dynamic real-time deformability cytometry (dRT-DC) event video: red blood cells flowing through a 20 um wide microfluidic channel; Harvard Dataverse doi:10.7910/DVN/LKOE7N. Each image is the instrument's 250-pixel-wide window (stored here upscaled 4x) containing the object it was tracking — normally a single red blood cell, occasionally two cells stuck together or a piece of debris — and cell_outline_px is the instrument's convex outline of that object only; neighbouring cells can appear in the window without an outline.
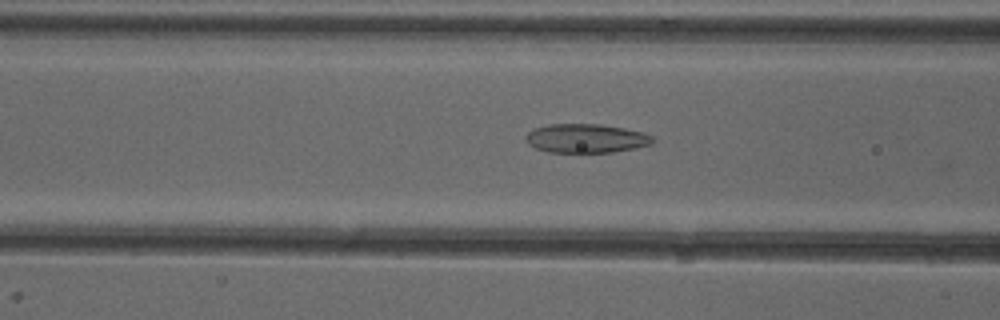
{"species": "common noctule bat (a hibernating species)", "species_latin": "Nyctalus noctula", "temperature_condition": "cold", "stored_images_in_passage": 39, "camera_frame_rate_fps": 3000, "um_per_image_px": 0.085, "animal": {"sex": "female"}, "frame": {"image": 1, "passage_image": 8, "time_ms": 2.333, "image_size_px": [1000, 320], "cell_outline_px": [[656, 140], [652, 144], [612, 152], [548, 152], [536, 148], [528, 144], [524, 140], [524, 136], [528, 132], [536, 128], [548, 124], [600, 124], [624, 128], [644, 132], [652, 136]], "centroid_in_image_um": [49.8, 11.75], "position_along_channel_um": 116.8, "area_um2": 21.44}}
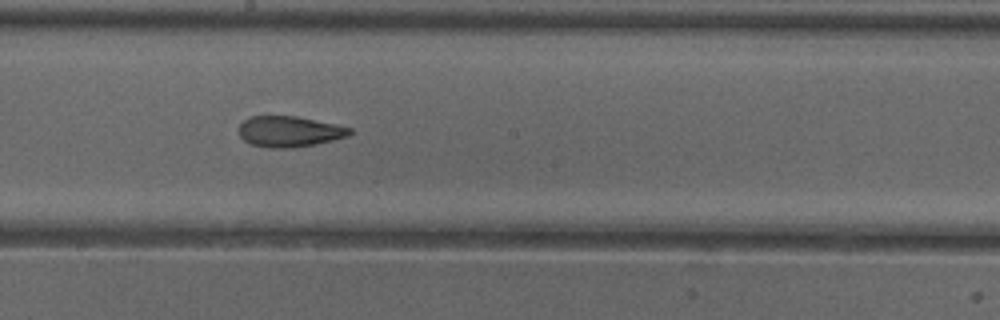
{"frame": {"image": 2, "passage_image": 16, "time_ms": 5.0, "image_size_px": [1000, 320], "cell_outline_px": [[352, 132], [348, 136], [316, 144], [292, 148], [268, 148], [252, 144], [244, 140], [240, 136], [240, 124], [248, 116], [296, 116], [336, 124], [352, 128]], "centroid_in_image_um": [24.6, 11.18], "position_along_channel_um": 223.6, "area_um2": 19.88}}
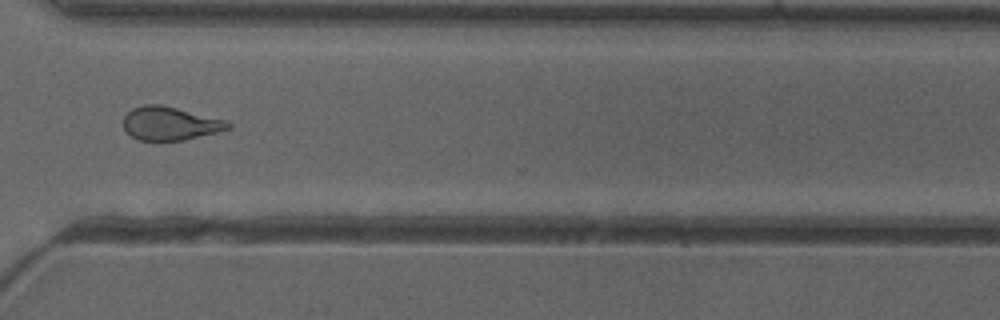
{"frame": {"image": 3, "passage_image": 26, "time_ms": 8.333, "image_size_px": [1000, 320], "cell_outline_px": [[232, 128], [220, 132], [184, 140], [140, 140], [132, 136], [124, 128], [124, 116], [132, 108], [144, 104], [160, 104], [228, 120], [232, 124]], "centroid_in_image_um": [14.51, 10.49], "position_along_channel_um": 356.1, "area_um2": 20.52}, "authors_computed_cell_mechanics": {"area_um2": 20.8658, "velocity_mm_per_s": 3.9843, "shape_relaxation_time_tau1_ms": 6.4015, "shape_relaxation_time_tau2_ms": 1.9565, "deformation_change_tau1": 0.153, "deformation_change_tau2": 0.1058}}